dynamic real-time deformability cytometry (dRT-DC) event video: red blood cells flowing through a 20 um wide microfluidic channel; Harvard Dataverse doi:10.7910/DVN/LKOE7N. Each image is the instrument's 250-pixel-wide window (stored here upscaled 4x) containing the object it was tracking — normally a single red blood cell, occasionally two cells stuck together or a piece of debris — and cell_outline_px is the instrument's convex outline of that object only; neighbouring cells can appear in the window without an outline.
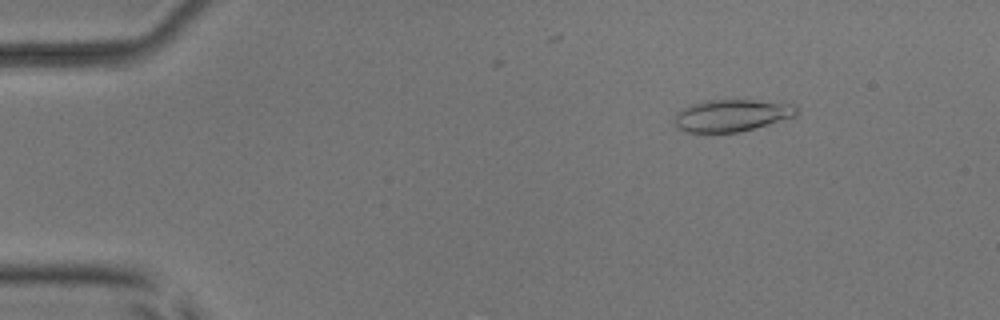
{"species": "common noctule bat (a hibernating species)", "species_latin": "Nyctalus noctula", "temperature_condition": "room temperature", "stored_images_in_passage": 54, "camera_frame_rate_fps": 3000, "um_per_image_px": 0.085, "animal": {"sex": "male", "body_mass_g": 17.9, "forearm_length_mm": 54.2}, "frame": {"image": 1, "passage_image": 8, "time_ms": 2.333, "image_size_px": [1000, 320], "cell_outline_px": [[796, 116], [740, 132], [684, 132], [676, 128], [676, 112], [692, 104], [704, 100], [752, 100], [792, 104], [796, 108]], "centroid_in_image_um": [62.16, 9.81], "position_along_channel_um": 22.8, "area_um2": 22.54}}
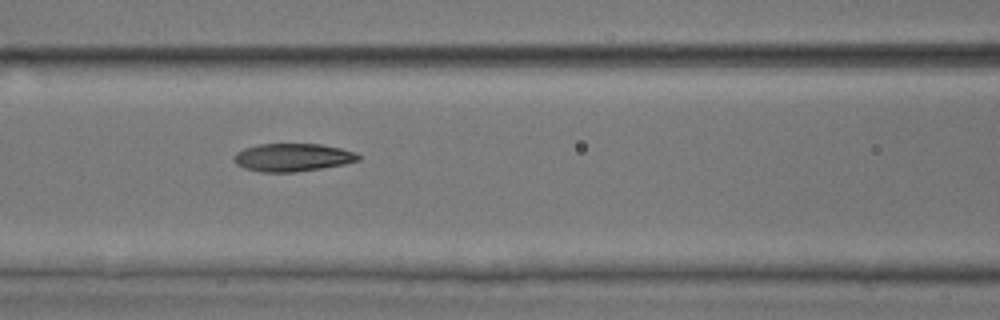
{"frame": {"image": 2, "passage_image": 24, "time_ms": 7.667, "image_size_px": [1000, 320], "cell_outline_px": [[360, 160], [344, 164], [320, 168], [292, 172], [260, 172], [244, 168], [236, 164], [232, 160], [232, 156], [236, 152], [244, 148], [256, 144], [320, 144], [340, 148], [356, 152], [360, 156]], "centroid_in_image_um": [24.82, 13.37], "position_along_channel_um": 141.8, "area_um2": 20.35}}
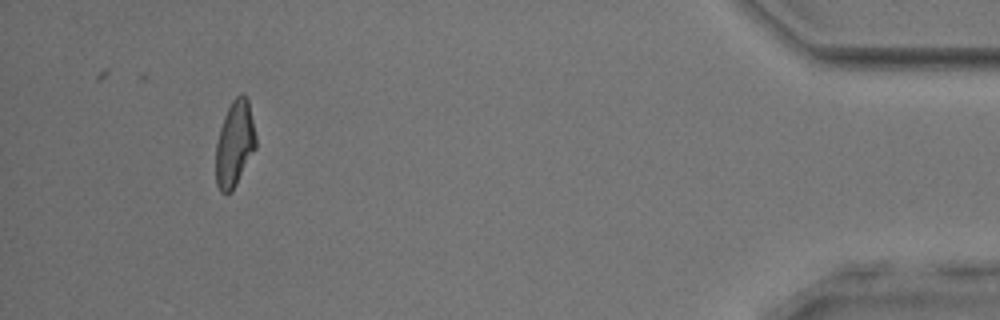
{"frame": {"image": 3, "passage_image": 50, "time_ms": 16.333, "image_size_px": [1000, 320], "cell_outline_px": [[256, 148], [232, 192], [220, 192], [216, 184], [216, 144], [220, 128], [224, 116], [232, 100], [240, 92], [244, 92], [248, 100], [256, 136]], "centroid_in_image_um": [19.95, 12.21], "position_along_channel_um": 415.3, "area_um2": 20.06}, "authors_computed_cell_mechanics": {"area_um2": 20.6346, "velocity_mm_per_s": 3.8998, "shape_relaxation_time_tau1_ms": 9.0039, "shape_relaxation_time_tau2_ms": 2.724, "deformation_change_tau1": 0.2667, "deformation_change_tau2": 0.1065}}